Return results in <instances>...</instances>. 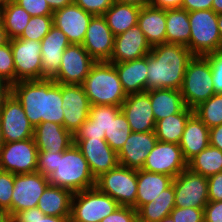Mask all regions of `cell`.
Returning a JSON list of instances; mask_svg holds the SVG:
<instances>
[{
  "instance_id": "cell-27",
  "label": "cell",
  "mask_w": 222,
  "mask_h": 222,
  "mask_svg": "<svg viewBox=\"0 0 222 222\" xmlns=\"http://www.w3.org/2000/svg\"><path fill=\"white\" fill-rule=\"evenodd\" d=\"M209 130L195 113L188 118L179 143L187 162L209 145Z\"/></svg>"
},
{
  "instance_id": "cell-50",
  "label": "cell",
  "mask_w": 222,
  "mask_h": 222,
  "mask_svg": "<svg viewBox=\"0 0 222 222\" xmlns=\"http://www.w3.org/2000/svg\"><path fill=\"white\" fill-rule=\"evenodd\" d=\"M208 201H222V172L207 178Z\"/></svg>"
},
{
  "instance_id": "cell-35",
  "label": "cell",
  "mask_w": 222,
  "mask_h": 222,
  "mask_svg": "<svg viewBox=\"0 0 222 222\" xmlns=\"http://www.w3.org/2000/svg\"><path fill=\"white\" fill-rule=\"evenodd\" d=\"M175 208V194L173 183L170 187L161 192L158 198L143 205L137 211V217L142 222H159L164 217L170 216Z\"/></svg>"
},
{
  "instance_id": "cell-5",
  "label": "cell",
  "mask_w": 222,
  "mask_h": 222,
  "mask_svg": "<svg viewBox=\"0 0 222 222\" xmlns=\"http://www.w3.org/2000/svg\"><path fill=\"white\" fill-rule=\"evenodd\" d=\"M181 94L186 107L192 110L215 94L210 63L206 56L194 55L188 62Z\"/></svg>"
},
{
  "instance_id": "cell-64",
  "label": "cell",
  "mask_w": 222,
  "mask_h": 222,
  "mask_svg": "<svg viewBox=\"0 0 222 222\" xmlns=\"http://www.w3.org/2000/svg\"><path fill=\"white\" fill-rule=\"evenodd\" d=\"M5 98H6V97H0V109H1L2 102H3V100H4Z\"/></svg>"
},
{
  "instance_id": "cell-43",
  "label": "cell",
  "mask_w": 222,
  "mask_h": 222,
  "mask_svg": "<svg viewBox=\"0 0 222 222\" xmlns=\"http://www.w3.org/2000/svg\"><path fill=\"white\" fill-rule=\"evenodd\" d=\"M14 189V174L11 172H0V207L9 211L11 216V200Z\"/></svg>"
},
{
  "instance_id": "cell-3",
  "label": "cell",
  "mask_w": 222,
  "mask_h": 222,
  "mask_svg": "<svg viewBox=\"0 0 222 222\" xmlns=\"http://www.w3.org/2000/svg\"><path fill=\"white\" fill-rule=\"evenodd\" d=\"M194 55L180 44L153 46L147 54V91L151 89L181 90L186 67Z\"/></svg>"
},
{
  "instance_id": "cell-23",
  "label": "cell",
  "mask_w": 222,
  "mask_h": 222,
  "mask_svg": "<svg viewBox=\"0 0 222 222\" xmlns=\"http://www.w3.org/2000/svg\"><path fill=\"white\" fill-rule=\"evenodd\" d=\"M41 42L42 79H53L60 70L64 50L71 44L54 25Z\"/></svg>"
},
{
  "instance_id": "cell-19",
  "label": "cell",
  "mask_w": 222,
  "mask_h": 222,
  "mask_svg": "<svg viewBox=\"0 0 222 222\" xmlns=\"http://www.w3.org/2000/svg\"><path fill=\"white\" fill-rule=\"evenodd\" d=\"M53 25L66 35L71 44H82L93 15L72 3L53 12Z\"/></svg>"
},
{
  "instance_id": "cell-52",
  "label": "cell",
  "mask_w": 222,
  "mask_h": 222,
  "mask_svg": "<svg viewBox=\"0 0 222 222\" xmlns=\"http://www.w3.org/2000/svg\"><path fill=\"white\" fill-rule=\"evenodd\" d=\"M213 0H182L181 8L188 12L212 9Z\"/></svg>"
},
{
  "instance_id": "cell-54",
  "label": "cell",
  "mask_w": 222,
  "mask_h": 222,
  "mask_svg": "<svg viewBox=\"0 0 222 222\" xmlns=\"http://www.w3.org/2000/svg\"><path fill=\"white\" fill-rule=\"evenodd\" d=\"M149 5L165 10L181 8L182 0H150Z\"/></svg>"
},
{
  "instance_id": "cell-17",
  "label": "cell",
  "mask_w": 222,
  "mask_h": 222,
  "mask_svg": "<svg viewBox=\"0 0 222 222\" xmlns=\"http://www.w3.org/2000/svg\"><path fill=\"white\" fill-rule=\"evenodd\" d=\"M74 144L87 160L95 179L119 164L117 153L108 145L105 139H74Z\"/></svg>"
},
{
  "instance_id": "cell-61",
  "label": "cell",
  "mask_w": 222,
  "mask_h": 222,
  "mask_svg": "<svg viewBox=\"0 0 222 222\" xmlns=\"http://www.w3.org/2000/svg\"><path fill=\"white\" fill-rule=\"evenodd\" d=\"M217 23H218L219 33H220L221 41H222V14H218Z\"/></svg>"
},
{
  "instance_id": "cell-44",
  "label": "cell",
  "mask_w": 222,
  "mask_h": 222,
  "mask_svg": "<svg viewBox=\"0 0 222 222\" xmlns=\"http://www.w3.org/2000/svg\"><path fill=\"white\" fill-rule=\"evenodd\" d=\"M210 63L215 94H222V50L205 55Z\"/></svg>"
},
{
  "instance_id": "cell-21",
  "label": "cell",
  "mask_w": 222,
  "mask_h": 222,
  "mask_svg": "<svg viewBox=\"0 0 222 222\" xmlns=\"http://www.w3.org/2000/svg\"><path fill=\"white\" fill-rule=\"evenodd\" d=\"M157 141L155 131L132 132L117 153L118 163L131 169H142Z\"/></svg>"
},
{
  "instance_id": "cell-9",
  "label": "cell",
  "mask_w": 222,
  "mask_h": 222,
  "mask_svg": "<svg viewBox=\"0 0 222 222\" xmlns=\"http://www.w3.org/2000/svg\"><path fill=\"white\" fill-rule=\"evenodd\" d=\"M38 149L34 138L4 142L0 148L2 171L14 175L37 172Z\"/></svg>"
},
{
  "instance_id": "cell-53",
  "label": "cell",
  "mask_w": 222,
  "mask_h": 222,
  "mask_svg": "<svg viewBox=\"0 0 222 222\" xmlns=\"http://www.w3.org/2000/svg\"><path fill=\"white\" fill-rule=\"evenodd\" d=\"M209 145L222 151V124L210 128Z\"/></svg>"
},
{
  "instance_id": "cell-22",
  "label": "cell",
  "mask_w": 222,
  "mask_h": 222,
  "mask_svg": "<svg viewBox=\"0 0 222 222\" xmlns=\"http://www.w3.org/2000/svg\"><path fill=\"white\" fill-rule=\"evenodd\" d=\"M152 47L136 24L126 32L114 37V50L108 62L121 63L145 57Z\"/></svg>"
},
{
  "instance_id": "cell-16",
  "label": "cell",
  "mask_w": 222,
  "mask_h": 222,
  "mask_svg": "<svg viewBox=\"0 0 222 222\" xmlns=\"http://www.w3.org/2000/svg\"><path fill=\"white\" fill-rule=\"evenodd\" d=\"M90 106L82 84H62L63 126L73 135L88 119Z\"/></svg>"
},
{
  "instance_id": "cell-39",
  "label": "cell",
  "mask_w": 222,
  "mask_h": 222,
  "mask_svg": "<svg viewBox=\"0 0 222 222\" xmlns=\"http://www.w3.org/2000/svg\"><path fill=\"white\" fill-rule=\"evenodd\" d=\"M53 26L52 15L31 16L27 26L18 37L25 40L41 41Z\"/></svg>"
},
{
  "instance_id": "cell-31",
  "label": "cell",
  "mask_w": 222,
  "mask_h": 222,
  "mask_svg": "<svg viewBox=\"0 0 222 222\" xmlns=\"http://www.w3.org/2000/svg\"><path fill=\"white\" fill-rule=\"evenodd\" d=\"M190 33L189 12L183 8L166 9V43L190 50Z\"/></svg>"
},
{
  "instance_id": "cell-48",
  "label": "cell",
  "mask_w": 222,
  "mask_h": 222,
  "mask_svg": "<svg viewBox=\"0 0 222 222\" xmlns=\"http://www.w3.org/2000/svg\"><path fill=\"white\" fill-rule=\"evenodd\" d=\"M137 219V210L133 207L119 206L101 222H135Z\"/></svg>"
},
{
  "instance_id": "cell-6",
  "label": "cell",
  "mask_w": 222,
  "mask_h": 222,
  "mask_svg": "<svg viewBox=\"0 0 222 222\" xmlns=\"http://www.w3.org/2000/svg\"><path fill=\"white\" fill-rule=\"evenodd\" d=\"M217 16L213 9L189 12L190 51L193 55L205 56L222 50Z\"/></svg>"
},
{
  "instance_id": "cell-49",
  "label": "cell",
  "mask_w": 222,
  "mask_h": 222,
  "mask_svg": "<svg viewBox=\"0 0 222 222\" xmlns=\"http://www.w3.org/2000/svg\"><path fill=\"white\" fill-rule=\"evenodd\" d=\"M73 136L74 139H105V134H102L101 130L94 125V122L89 117Z\"/></svg>"
},
{
  "instance_id": "cell-38",
  "label": "cell",
  "mask_w": 222,
  "mask_h": 222,
  "mask_svg": "<svg viewBox=\"0 0 222 222\" xmlns=\"http://www.w3.org/2000/svg\"><path fill=\"white\" fill-rule=\"evenodd\" d=\"M197 117L210 129L222 124V94H214L194 109Z\"/></svg>"
},
{
  "instance_id": "cell-11",
  "label": "cell",
  "mask_w": 222,
  "mask_h": 222,
  "mask_svg": "<svg viewBox=\"0 0 222 222\" xmlns=\"http://www.w3.org/2000/svg\"><path fill=\"white\" fill-rule=\"evenodd\" d=\"M0 125L4 142H15L34 136V127L26 117L21 103L12 93L2 102Z\"/></svg>"
},
{
  "instance_id": "cell-57",
  "label": "cell",
  "mask_w": 222,
  "mask_h": 222,
  "mask_svg": "<svg viewBox=\"0 0 222 222\" xmlns=\"http://www.w3.org/2000/svg\"><path fill=\"white\" fill-rule=\"evenodd\" d=\"M114 2L123 3V4H131V5L138 6L140 8L150 4V0H114Z\"/></svg>"
},
{
  "instance_id": "cell-37",
  "label": "cell",
  "mask_w": 222,
  "mask_h": 222,
  "mask_svg": "<svg viewBox=\"0 0 222 222\" xmlns=\"http://www.w3.org/2000/svg\"><path fill=\"white\" fill-rule=\"evenodd\" d=\"M131 133L129 123L123 112L120 111L114 119H111L108 130H105V140L118 153Z\"/></svg>"
},
{
  "instance_id": "cell-45",
  "label": "cell",
  "mask_w": 222,
  "mask_h": 222,
  "mask_svg": "<svg viewBox=\"0 0 222 222\" xmlns=\"http://www.w3.org/2000/svg\"><path fill=\"white\" fill-rule=\"evenodd\" d=\"M170 216L174 222H204V208L175 207Z\"/></svg>"
},
{
  "instance_id": "cell-33",
  "label": "cell",
  "mask_w": 222,
  "mask_h": 222,
  "mask_svg": "<svg viewBox=\"0 0 222 222\" xmlns=\"http://www.w3.org/2000/svg\"><path fill=\"white\" fill-rule=\"evenodd\" d=\"M30 18L31 15L14 0H2L0 19L9 39L18 38Z\"/></svg>"
},
{
  "instance_id": "cell-1",
  "label": "cell",
  "mask_w": 222,
  "mask_h": 222,
  "mask_svg": "<svg viewBox=\"0 0 222 222\" xmlns=\"http://www.w3.org/2000/svg\"><path fill=\"white\" fill-rule=\"evenodd\" d=\"M37 172L48 177L51 186L72 193L95 187L88 162L74 143L64 152L38 151Z\"/></svg>"
},
{
  "instance_id": "cell-46",
  "label": "cell",
  "mask_w": 222,
  "mask_h": 222,
  "mask_svg": "<svg viewBox=\"0 0 222 222\" xmlns=\"http://www.w3.org/2000/svg\"><path fill=\"white\" fill-rule=\"evenodd\" d=\"M84 11L93 16H102L114 3V0H73Z\"/></svg>"
},
{
  "instance_id": "cell-2",
  "label": "cell",
  "mask_w": 222,
  "mask_h": 222,
  "mask_svg": "<svg viewBox=\"0 0 222 222\" xmlns=\"http://www.w3.org/2000/svg\"><path fill=\"white\" fill-rule=\"evenodd\" d=\"M11 93L34 128L47 121L63 125L62 84L53 79L22 80L12 84Z\"/></svg>"
},
{
  "instance_id": "cell-34",
  "label": "cell",
  "mask_w": 222,
  "mask_h": 222,
  "mask_svg": "<svg viewBox=\"0 0 222 222\" xmlns=\"http://www.w3.org/2000/svg\"><path fill=\"white\" fill-rule=\"evenodd\" d=\"M193 113L194 110L186 107L182 112L158 120L155 125L158 141L179 144L185 124Z\"/></svg>"
},
{
  "instance_id": "cell-14",
  "label": "cell",
  "mask_w": 222,
  "mask_h": 222,
  "mask_svg": "<svg viewBox=\"0 0 222 222\" xmlns=\"http://www.w3.org/2000/svg\"><path fill=\"white\" fill-rule=\"evenodd\" d=\"M49 185L48 177L39 172L14 175L11 218L19 211L37 207L39 198Z\"/></svg>"
},
{
  "instance_id": "cell-28",
  "label": "cell",
  "mask_w": 222,
  "mask_h": 222,
  "mask_svg": "<svg viewBox=\"0 0 222 222\" xmlns=\"http://www.w3.org/2000/svg\"><path fill=\"white\" fill-rule=\"evenodd\" d=\"M173 179L166 174L137 170L136 210L158 198L162 191L172 185Z\"/></svg>"
},
{
  "instance_id": "cell-30",
  "label": "cell",
  "mask_w": 222,
  "mask_h": 222,
  "mask_svg": "<svg viewBox=\"0 0 222 222\" xmlns=\"http://www.w3.org/2000/svg\"><path fill=\"white\" fill-rule=\"evenodd\" d=\"M72 196L68 189L49 185L39 198L37 207L45 215L70 217Z\"/></svg>"
},
{
  "instance_id": "cell-8",
  "label": "cell",
  "mask_w": 222,
  "mask_h": 222,
  "mask_svg": "<svg viewBox=\"0 0 222 222\" xmlns=\"http://www.w3.org/2000/svg\"><path fill=\"white\" fill-rule=\"evenodd\" d=\"M95 187L117 201L120 206H129L136 210V169L118 164L115 168L96 178Z\"/></svg>"
},
{
  "instance_id": "cell-15",
  "label": "cell",
  "mask_w": 222,
  "mask_h": 222,
  "mask_svg": "<svg viewBox=\"0 0 222 222\" xmlns=\"http://www.w3.org/2000/svg\"><path fill=\"white\" fill-rule=\"evenodd\" d=\"M185 168H187V161L179 144L157 141L155 147L149 152L142 169L175 178Z\"/></svg>"
},
{
  "instance_id": "cell-41",
  "label": "cell",
  "mask_w": 222,
  "mask_h": 222,
  "mask_svg": "<svg viewBox=\"0 0 222 222\" xmlns=\"http://www.w3.org/2000/svg\"><path fill=\"white\" fill-rule=\"evenodd\" d=\"M69 218L45 215L38 207H34L17 212L12 222H70Z\"/></svg>"
},
{
  "instance_id": "cell-18",
  "label": "cell",
  "mask_w": 222,
  "mask_h": 222,
  "mask_svg": "<svg viewBox=\"0 0 222 222\" xmlns=\"http://www.w3.org/2000/svg\"><path fill=\"white\" fill-rule=\"evenodd\" d=\"M114 35L103 16H93L82 46L96 61H109L114 50Z\"/></svg>"
},
{
  "instance_id": "cell-10",
  "label": "cell",
  "mask_w": 222,
  "mask_h": 222,
  "mask_svg": "<svg viewBox=\"0 0 222 222\" xmlns=\"http://www.w3.org/2000/svg\"><path fill=\"white\" fill-rule=\"evenodd\" d=\"M175 207L204 208L208 201L207 177L188 167L173 179Z\"/></svg>"
},
{
  "instance_id": "cell-32",
  "label": "cell",
  "mask_w": 222,
  "mask_h": 222,
  "mask_svg": "<svg viewBox=\"0 0 222 222\" xmlns=\"http://www.w3.org/2000/svg\"><path fill=\"white\" fill-rule=\"evenodd\" d=\"M140 7L114 2L102 15L114 36L126 32L138 22Z\"/></svg>"
},
{
  "instance_id": "cell-62",
  "label": "cell",
  "mask_w": 222,
  "mask_h": 222,
  "mask_svg": "<svg viewBox=\"0 0 222 222\" xmlns=\"http://www.w3.org/2000/svg\"><path fill=\"white\" fill-rule=\"evenodd\" d=\"M159 222H174V220L171 218V216L164 217Z\"/></svg>"
},
{
  "instance_id": "cell-56",
  "label": "cell",
  "mask_w": 222,
  "mask_h": 222,
  "mask_svg": "<svg viewBox=\"0 0 222 222\" xmlns=\"http://www.w3.org/2000/svg\"><path fill=\"white\" fill-rule=\"evenodd\" d=\"M46 1L53 12L73 3V0H46Z\"/></svg>"
},
{
  "instance_id": "cell-13",
  "label": "cell",
  "mask_w": 222,
  "mask_h": 222,
  "mask_svg": "<svg viewBox=\"0 0 222 222\" xmlns=\"http://www.w3.org/2000/svg\"><path fill=\"white\" fill-rule=\"evenodd\" d=\"M95 63L82 44H70L64 50L60 70L53 80L58 84H82Z\"/></svg>"
},
{
  "instance_id": "cell-25",
  "label": "cell",
  "mask_w": 222,
  "mask_h": 222,
  "mask_svg": "<svg viewBox=\"0 0 222 222\" xmlns=\"http://www.w3.org/2000/svg\"><path fill=\"white\" fill-rule=\"evenodd\" d=\"M112 64L126 95L147 91V55L140 59Z\"/></svg>"
},
{
  "instance_id": "cell-51",
  "label": "cell",
  "mask_w": 222,
  "mask_h": 222,
  "mask_svg": "<svg viewBox=\"0 0 222 222\" xmlns=\"http://www.w3.org/2000/svg\"><path fill=\"white\" fill-rule=\"evenodd\" d=\"M204 222H222V201H209L205 205Z\"/></svg>"
},
{
  "instance_id": "cell-59",
  "label": "cell",
  "mask_w": 222,
  "mask_h": 222,
  "mask_svg": "<svg viewBox=\"0 0 222 222\" xmlns=\"http://www.w3.org/2000/svg\"><path fill=\"white\" fill-rule=\"evenodd\" d=\"M0 222H12L9 211L0 207Z\"/></svg>"
},
{
  "instance_id": "cell-24",
  "label": "cell",
  "mask_w": 222,
  "mask_h": 222,
  "mask_svg": "<svg viewBox=\"0 0 222 222\" xmlns=\"http://www.w3.org/2000/svg\"><path fill=\"white\" fill-rule=\"evenodd\" d=\"M33 138L38 151L64 152L74 143L73 134L63 125L48 121L34 128Z\"/></svg>"
},
{
  "instance_id": "cell-58",
  "label": "cell",
  "mask_w": 222,
  "mask_h": 222,
  "mask_svg": "<svg viewBox=\"0 0 222 222\" xmlns=\"http://www.w3.org/2000/svg\"><path fill=\"white\" fill-rule=\"evenodd\" d=\"M9 38L7 36V33L3 27L2 21L0 19V47L7 44L9 42Z\"/></svg>"
},
{
  "instance_id": "cell-4",
  "label": "cell",
  "mask_w": 222,
  "mask_h": 222,
  "mask_svg": "<svg viewBox=\"0 0 222 222\" xmlns=\"http://www.w3.org/2000/svg\"><path fill=\"white\" fill-rule=\"evenodd\" d=\"M90 105L121 107L127 95L124 92L114 64L96 62L82 83Z\"/></svg>"
},
{
  "instance_id": "cell-12",
  "label": "cell",
  "mask_w": 222,
  "mask_h": 222,
  "mask_svg": "<svg viewBox=\"0 0 222 222\" xmlns=\"http://www.w3.org/2000/svg\"><path fill=\"white\" fill-rule=\"evenodd\" d=\"M16 82L42 79L41 42L20 38L10 39Z\"/></svg>"
},
{
  "instance_id": "cell-40",
  "label": "cell",
  "mask_w": 222,
  "mask_h": 222,
  "mask_svg": "<svg viewBox=\"0 0 222 222\" xmlns=\"http://www.w3.org/2000/svg\"><path fill=\"white\" fill-rule=\"evenodd\" d=\"M120 111L121 108L119 106L91 105L89 118L101 130L102 134H105V130H108L111 119H114Z\"/></svg>"
},
{
  "instance_id": "cell-63",
  "label": "cell",
  "mask_w": 222,
  "mask_h": 222,
  "mask_svg": "<svg viewBox=\"0 0 222 222\" xmlns=\"http://www.w3.org/2000/svg\"><path fill=\"white\" fill-rule=\"evenodd\" d=\"M4 144L3 136H2V130H1V125H0V148Z\"/></svg>"
},
{
  "instance_id": "cell-47",
  "label": "cell",
  "mask_w": 222,
  "mask_h": 222,
  "mask_svg": "<svg viewBox=\"0 0 222 222\" xmlns=\"http://www.w3.org/2000/svg\"><path fill=\"white\" fill-rule=\"evenodd\" d=\"M24 8L31 16L53 15L46 0H14Z\"/></svg>"
},
{
  "instance_id": "cell-36",
  "label": "cell",
  "mask_w": 222,
  "mask_h": 222,
  "mask_svg": "<svg viewBox=\"0 0 222 222\" xmlns=\"http://www.w3.org/2000/svg\"><path fill=\"white\" fill-rule=\"evenodd\" d=\"M187 167L205 177L222 172V151L208 145L187 162Z\"/></svg>"
},
{
  "instance_id": "cell-29",
  "label": "cell",
  "mask_w": 222,
  "mask_h": 222,
  "mask_svg": "<svg viewBox=\"0 0 222 222\" xmlns=\"http://www.w3.org/2000/svg\"><path fill=\"white\" fill-rule=\"evenodd\" d=\"M149 96L156 122L182 112L186 108L181 90L167 88L151 89L149 90Z\"/></svg>"
},
{
  "instance_id": "cell-55",
  "label": "cell",
  "mask_w": 222,
  "mask_h": 222,
  "mask_svg": "<svg viewBox=\"0 0 222 222\" xmlns=\"http://www.w3.org/2000/svg\"><path fill=\"white\" fill-rule=\"evenodd\" d=\"M12 92V84L0 75V97H8Z\"/></svg>"
},
{
  "instance_id": "cell-26",
  "label": "cell",
  "mask_w": 222,
  "mask_h": 222,
  "mask_svg": "<svg viewBox=\"0 0 222 222\" xmlns=\"http://www.w3.org/2000/svg\"><path fill=\"white\" fill-rule=\"evenodd\" d=\"M138 27L151 47L166 43V10L151 5L140 9Z\"/></svg>"
},
{
  "instance_id": "cell-20",
  "label": "cell",
  "mask_w": 222,
  "mask_h": 222,
  "mask_svg": "<svg viewBox=\"0 0 222 222\" xmlns=\"http://www.w3.org/2000/svg\"><path fill=\"white\" fill-rule=\"evenodd\" d=\"M120 108L132 132L155 131L156 120L153 115L149 90L127 95Z\"/></svg>"
},
{
  "instance_id": "cell-7",
  "label": "cell",
  "mask_w": 222,
  "mask_h": 222,
  "mask_svg": "<svg viewBox=\"0 0 222 222\" xmlns=\"http://www.w3.org/2000/svg\"><path fill=\"white\" fill-rule=\"evenodd\" d=\"M119 203L96 187L73 193L70 222H101Z\"/></svg>"
},
{
  "instance_id": "cell-60",
  "label": "cell",
  "mask_w": 222,
  "mask_h": 222,
  "mask_svg": "<svg viewBox=\"0 0 222 222\" xmlns=\"http://www.w3.org/2000/svg\"><path fill=\"white\" fill-rule=\"evenodd\" d=\"M212 9L216 14H222V0H213Z\"/></svg>"
},
{
  "instance_id": "cell-42",
  "label": "cell",
  "mask_w": 222,
  "mask_h": 222,
  "mask_svg": "<svg viewBox=\"0 0 222 222\" xmlns=\"http://www.w3.org/2000/svg\"><path fill=\"white\" fill-rule=\"evenodd\" d=\"M0 75L11 84L16 83L15 65L10 40L0 47Z\"/></svg>"
}]
</instances>
